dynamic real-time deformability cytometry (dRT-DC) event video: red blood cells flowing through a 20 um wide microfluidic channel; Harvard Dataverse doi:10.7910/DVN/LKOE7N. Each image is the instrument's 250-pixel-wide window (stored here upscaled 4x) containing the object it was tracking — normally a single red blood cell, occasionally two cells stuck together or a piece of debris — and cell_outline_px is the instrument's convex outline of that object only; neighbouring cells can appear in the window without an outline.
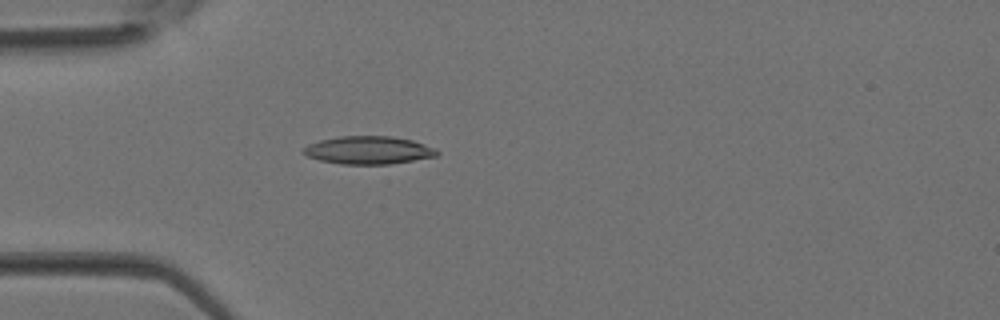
{"species": "Egyptian fruit bat (a non-hibernating species)", "species_latin": "Rousettus aegyptiacus", "temperature_condition": "room temperature", "stored_images_in_passage": 32, "camera_frame_rate_fps": 3000, "um_per_image_px": 0.085, "animal": {"sex": "female"}, "frame": {"image": 1, "passage_image": 5, "time_ms": 1.333, "image_size_px": [1000, 320], "cell_outline_px": [[440, 152], [436, 156], [388, 164], [340, 164], [320, 160], [308, 156], [300, 152], [308, 144], [320, 140], [340, 136], [392, 136], [412, 140], [436, 148]], "centroid_in_image_um": [31.31, 12.76], "position_along_channel_um": 53.7, "area_um2": 21.68}}
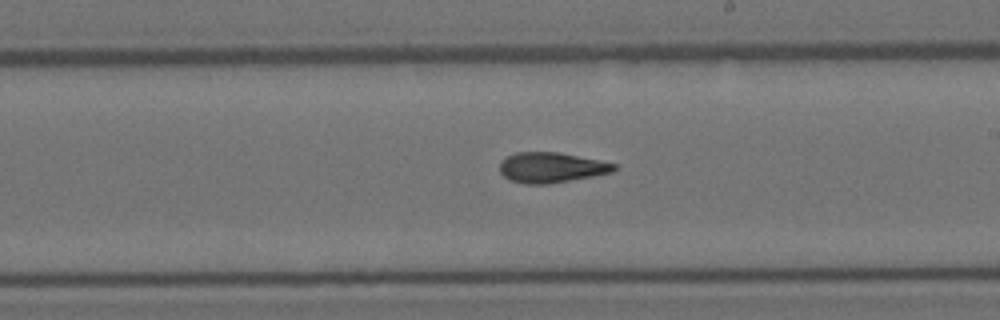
{"frame": {"image": 2, "passage_image": 16, "time_ms": 5.0, "image_size_px": [1000, 320], "cell_outline_px": [[616, 168], [612, 172], [592, 176], [548, 184], [524, 184], [508, 180], [500, 172], [500, 160], [516, 152], [560, 152], [616, 164]], "centroid_in_image_um": [46.81, 14.24], "position_along_channel_um": 242.2, "area_um2": 20.11}}
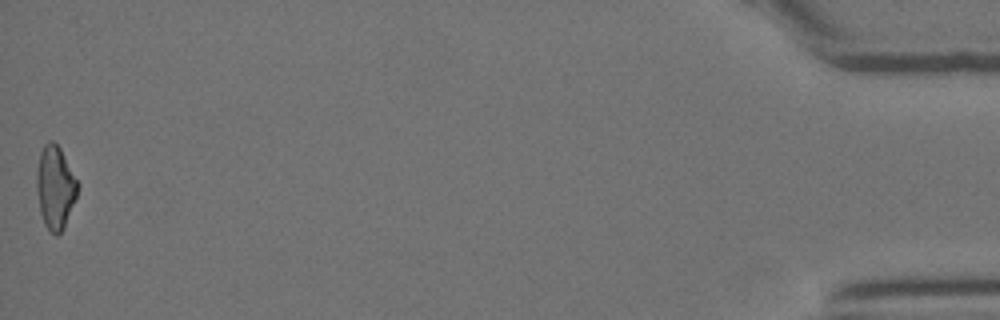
{"frame": {"image": 3, "passage_image": 32, "time_ms": 10.333, "image_size_px": [1000, 320], "cell_outline_px": [[80, 184], [76, 196], [64, 228], [56, 236], [48, 232], [44, 224], [40, 212], [36, 188], [36, 172], [40, 152], [44, 144], [48, 140], [52, 140], [60, 148]], "centroid_in_image_um": [4.68, 15.93], "position_along_channel_um": 430.5, "area_um2": 20.06}}